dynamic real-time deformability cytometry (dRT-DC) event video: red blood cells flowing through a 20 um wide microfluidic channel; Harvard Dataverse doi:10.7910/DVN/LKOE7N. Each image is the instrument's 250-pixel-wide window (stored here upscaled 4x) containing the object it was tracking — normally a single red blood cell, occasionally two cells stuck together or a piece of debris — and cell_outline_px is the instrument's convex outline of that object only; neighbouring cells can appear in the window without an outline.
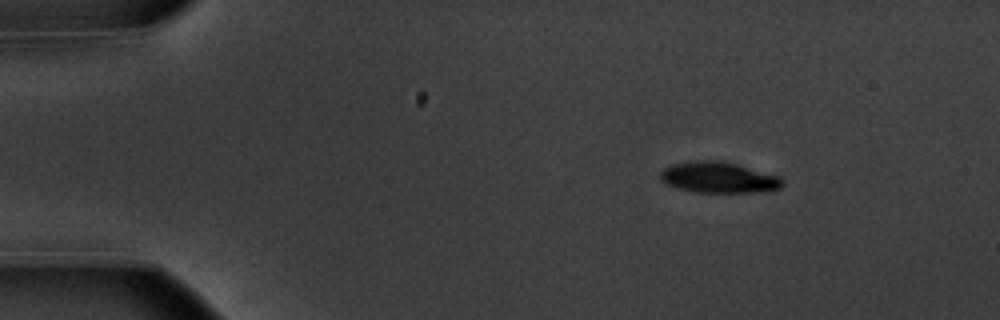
{"species": "common noctule bat (a hibernating species)", "species_latin": "Nyctalus noctula", "temperature_condition": "warm", "stored_images_in_passage": 47, "camera_frame_rate_fps": 3000, "um_per_image_px": 0.085, "animal": {"sex": "male", "body_mass_g": 20.1, "forearm_length_mm": 53.5}, "frame": {"image": 1, "passage_image": 1, "time_ms": 0.0, "image_size_px": [1000, 320], "cell_outline_px": [[784, 184], [780, 188], [772, 192], [696, 192], [680, 188], [668, 184], [660, 180], [660, 172], [664, 168], [672, 164], [688, 160], [720, 160], [736, 164], [780, 176], [784, 180]], "centroid_in_image_um": [61.12, 15.08], "position_along_channel_um": 23.9, "area_um2": 22.25}}
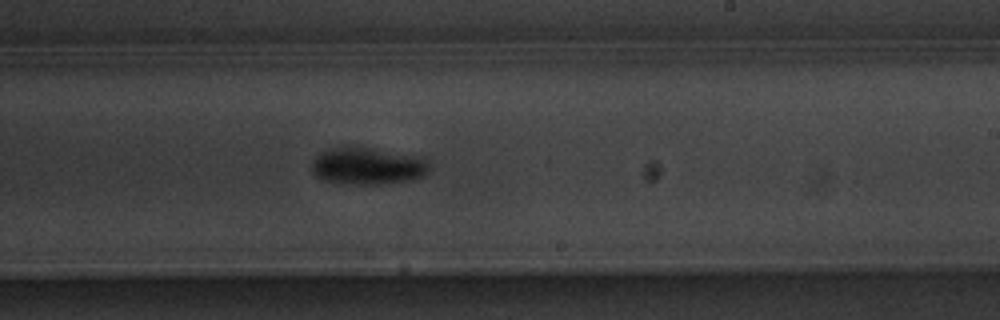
{"frame": {"image": 2, "passage_image": 26, "time_ms": 8.333, "image_size_px": [1000, 320], "cell_outline_px": [[428, 172], [424, 176], [412, 180], [384, 184], [340, 184], [320, 180], [312, 172], [312, 160], [316, 156], [328, 148], [340, 144], [364, 144], [424, 160], [428, 164]], "centroid_in_image_um": [31.12, 14.08], "position_along_channel_um": 257.9, "area_um2": 26.3}}
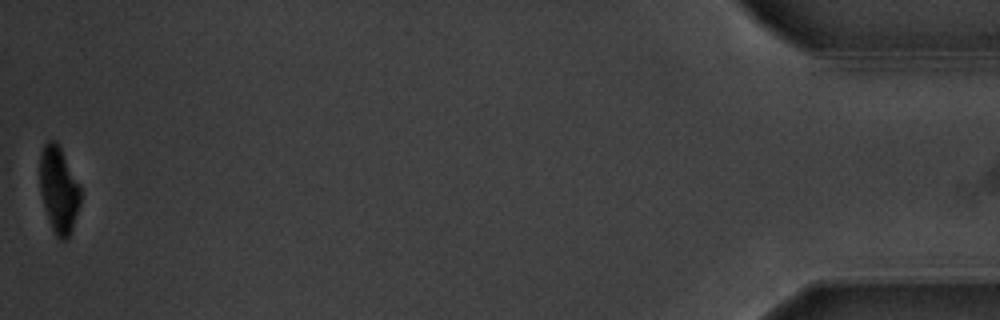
{"frame": {"image": 3, "passage_image": 47, "time_ms": 15.333, "image_size_px": [1000, 320], "cell_outline_px": [[80, 204], [68, 240], [60, 240], [56, 236], [48, 220], [44, 208], [40, 192], [40, 156], [44, 144], [48, 140], [56, 140], [80, 184]], "centroid_in_image_um": [4.99, 16.14], "position_along_channel_um": 430.2, "area_um2": 20.52}, "authors_computed_cell_mechanics": {"area_um2": 23.2934, "velocity_mm_per_s": 3.7641, "shape_relaxation_time_tau1_ms": 2.4669, "shape_relaxation_time_tau2_ms": null, "deformation_change_tau1": 0.1872, "deformation_change_tau2": null}}